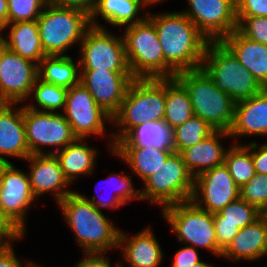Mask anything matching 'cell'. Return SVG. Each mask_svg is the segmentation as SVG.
Wrapping results in <instances>:
<instances>
[{"instance_id":"cell-50","label":"cell","mask_w":267,"mask_h":267,"mask_svg":"<svg viewBox=\"0 0 267 267\" xmlns=\"http://www.w3.org/2000/svg\"><path fill=\"white\" fill-rule=\"evenodd\" d=\"M190 267H214L213 265H210L202 260H200L199 262L193 264L192 266Z\"/></svg>"},{"instance_id":"cell-35","label":"cell","mask_w":267,"mask_h":267,"mask_svg":"<svg viewBox=\"0 0 267 267\" xmlns=\"http://www.w3.org/2000/svg\"><path fill=\"white\" fill-rule=\"evenodd\" d=\"M262 215L263 213L257 207L239 197L219 212L214 213V223L235 224L242 229L255 222Z\"/></svg>"},{"instance_id":"cell-24","label":"cell","mask_w":267,"mask_h":267,"mask_svg":"<svg viewBox=\"0 0 267 267\" xmlns=\"http://www.w3.org/2000/svg\"><path fill=\"white\" fill-rule=\"evenodd\" d=\"M230 137L228 131L215 130L200 143L180 152L187 169L194 178L206 170L224 164L227 149L221 142L223 138L230 139Z\"/></svg>"},{"instance_id":"cell-13","label":"cell","mask_w":267,"mask_h":267,"mask_svg":"<svg viewBox=\"0 0 267 267\" xmlns=\"http://www.w3.org/2000/svg\"><path fill=\"white\" fill-rule=\"evenodd\" d=\"M182 12L209 41H221L237 29L235 0H186Z\"/></svg>"},{"instance_id":"cell-26","label":"cell","mask_w":267,"mask_h":267,"mask_svg":"<svg viewBox=\"0 0 267 267\" xmlns=\"http://www.w3.org/2000/svg\"><path fill=\"white\" fill-rule=\"evenodd\" d=\"M5 30L8 31L9 37L4 36ZM1 33L5 47L21 57L39 65L47 56L41 43L37 20L7 24Z\"/></svg>"},{"instance_id":"cell-10","label":"cell","mask_w":267,"mask_h":267,"mask_svg":"<svg viewBox=\"0 0 267 267\" xmlns=\"http://www.w3.org/2000/svg\"><path fill=\"white\" fill-rule=\"evenodd\" d=\"M23 119L31 155H54L77 139L61 112L36 111L23 105ZM47 146L52 150L44 151Z\"/></svg>"},{"instance_id":"cell-6","label":"cell","mask_w":267,"mask_h":267,"mask_svg":"<svg viewBox=\"0 0 267 267\" xmlns=\"http://www.w3.org/2000/svg\"><path fill=\"white\" fill-rule=\"evenodd\" d=\"M202 68L215 86L235 102L248 99L264 89L221 41L207 43Z\"/></svg>"},{"instance_id":"cell-46","label":"cell","mask_w":267,"mask_h":267,"mask_svg":"<svg viewBox=\"0 0 267 267\" xmlns=\"http://www.w3.org/2000/svg\"><path fill=\"white\" fill-rule=\"evenodd\" d=\"M106 253H84L83 258L74 267H120L119 261L116 265L110 264Z\"/></svg>"},{"instance_id":"cell-25","label":"cell","mask_w":267,"mask_h":267,"mask_svg":"<svg viewBox=\"0 0 267 267\" xmlns=\"http://www.w3.org/2000/svg\"><path fill=\"white\" fill-rule=\"evenodd\" d=\"M150 5L145 0H97L95 9L90 16V24L93 27L104 28L99 18L106 24L115 27H126L143 21L148 16V11L144 8ZM143 9L146 12L139 14ZM100 16V17H99ZM108 22V23H107Z\"/></svg>"},{"instance_id":"cell-8","label":"cell","mask_w":267,"mask_h":267,"mask_svg":"<svg viewBox=\"0 0 267 267\" xmlns=\"http://www.w3.org/2000/svg\"><path fill=\"white\" fill-rule=\"evenodd\" d=\"M121 34L133 78H164L163 49L154 23L146 17L141 22L123 27Z\"/></svg>"},{"instance_id":"cell-18","label":"cell","mask_w":267,"mask_h":267,"mask_svg":"<svg viewBox=\"0 0 267 267\" xmlns=\"http://www.w3.org/2000/svg\"><path fill=\"white\" fill-rule=\"evenodd\" d=\"M25 160L28 165L30 164V170H27V173L36 201L46 193H51L58 205L65 197L74 192L68 188L72 185L65 178L55 155H30Z\"/></svg>"},{"instance_id":"cell-45","label":"cell","mask_w":267,"mask_h":267,"mask_svg":"<svg viewBox=\"0 0 267 267\" xmlns=\"http://www.w3.org/2000/svg\"><path fill=\"white\" fill-rule=\"evenodd\" d=\"M35 264L36 263L30 260H25V263L21 262V260L18 259L13 245L3 247L0 250V267H33Z\"/></svg>"},{"instance_id":"cell-23","label":"cell","mask_w":267,"mask_h":267,"mask_svg":"<svg viewBox=\"0 0 267 267\" xmlns=\"http://www.w3.org/2000/svg\"><path fill=\"white\" fill-rule=\"evenodd\" d=\"M221 42L231 51L263 87L267 88V45L253 41L237 30L225 36Z\"/></svg>"},{"instance_id":"cell-43","label":"cell","mask_w":267,"mask_h":267,"mask_svg":"<svg viewBox=\"0 0 267 267\" xmlns=\"http://www.w3.org/2000/svg\"><path fill=\"white\" fill-rule=\"evenodd\" d=\"M200 260L198 249L183 245V247L175 252L171 267H190Z\"/></svg>"},{"instance_id":"cell-54","label":"cell","mask_w":267,"mask_h":267,"mask_svg":"<svg viewBox=\"0 0 267 267\" xmlns=\"http://www.w3.org/2000/svg\"><path fill=\"white\" fill-rule=\"evenodd\" d=\"M33 267H42V266L39 264H35Z\"/></svg>"},{"instance_id":"cell-4","label":"cell","mask_w":267,"mask_h":267,"mask_svg":"<svg viewBox=\"0 0 267 267\" xmlns=\"http://www.w3.org/2000/svg\"><path fill=\"white\" fill-rule=\"evenodd\" d=\"M175 78L188 91L194 116L206 121L214 130H231L236 102L215 86L203 68L178 72Z\"/></svg>"},{"instance_id":"cell-44","label":"cell","mask_w":267,"mask_h":267,"mask_svg":"<svg viewBox=\"0 0 267 267\" xmlns=\"http://www.w3.org/2000/svg\"><path fill=\"white\" fill-rule=\"evenodd\" d=\"M215 233L218 246L224 250L232 241L234 236L239 232L240 228L230 223H214Z\"/></svg>"},{"instance_id":"cell-34","label":"cell","mask_w":267,"mask_h":267,"mask_svg":"<svg viewBox=\"0 0 267 267\" xmlns=\"http://www.w3.org/2000/svg\"><path fill=\"white\" fill-rule=\"evenodd\" d=\"M228 147L224 164L230 175L233 177L236 185L243 187L256 173L252 160L251 151L242 143L236 140Z\"/></svg>"},{"instance_id":"cell-20","label":"cell","mask_w":267,"mask_h":267,"mask_svg":"<svg viewBox=\"0 0 267 267\" xmlns=\"http://www.w3.org/2000/svg\"><path fill=\"white\" fill-rule=\"evenodd\" d=\"M16 105L19 103H0V156L25 161L31 154L26 141L23 106Z\"/></svg>"},{"instance_id":"cell-39","label":"cell","mask_w":267,"mask_h":267,"mask_svg":"<svg viewBox=\"0 0 267 267\" xmlns=\"http://www.w3.org/2000/svg\"><path fill=\"white\" fill-rule=\"evenodd\" d=\"M237 31L243 36L267 45V17H236Z\"/></svg>"},{"instance_id":"cell-49","label":"cell","mask_w":267,"mask_h":267,"mask_svg":"<svg viewBox=\"0 0 267 267\" xmlns=\"http://www.w3.org/2000/svg\"><path fill=\"white\" fill-rule=\"evenodd\" d=\"M13 162L8 161L6 157L0 156V182L4 177L6 170L11 166Z\"/></svg>"},{"instance_id":"cell-14","label":"cell","mask_w":267,"mask_h":267,"mask_svg":"<svg viewBox=\"0 0 267 267\" xmlns=\"http://www.w3.org/2000/svg\"><path fill=\"white\" fill-rule=\"evenodd\" d=\"M38 65L5 48L0 59V103L21 104L30 99Z\"/></svg>"},{"instance_id":"cell-12","label":"cell","mask_w":267,"mask_h":267,"mask_svg":"<svg viewBox=\"0 0 267 267\" xmlns=\"http://www.w3.org/2000/svg\"><path fill=\"white\" fill-rule=\"evenodd\" d=\"M63 115L77 138L87 139L106 134V124L112 117L94 100L89 91L79 82L67 90Z\"/></svg>"},{"instance_id":"cell-17","label":"cell","mask_w":267,"mask_h":267,"mask_svg":"<svg viewBox=\"0 0 267 267\" xmlns=\"http://www.w3.org/2000/svg\"><path fill=\"white\" fill-rule=\"evenodd\" d=\"M34 200L27 171L11 164L0 182V208L24 233L26 215Z\"/></svg>"},{"instance_id":"cell-40","label":"cell","mask_w":267,"mask_h":267,"mask_svg":"<svg viewBox=\"0 0 267 267\" xmlns=\"http://www.w3.org/2000/svg\"><path fill=\"white\" fill-rule=\"evenodd\" d=\"M24 235L25 233L0 208V244L3 247L14 245L12 243L21 241Z\"/></svg>"},{"instance_id":"cell-5","label":"cell","mask_w":267,"mask_h":267,"mask_svg":"<svg viewBox=\"0 0 267 267\" xmlns=\"http://www.w3.org/2000/svg\"><path fill=\"white\" fill-rule=\"evenodd\" d=\"M43 50L47 56L66 55L73 44L80 45L91 27L86 13L50 0L37 19ZM67 51V52H66Z\"/></svg>"},{"instance_id":"cell-19","label":"cell","mask_w":267,"mask_h":267,"mask_svg":"<svg viewBox=\"0 0 267 267\" xmlns=\"http://www.w3.org/2000/svg\"><path fill=\"white\" fill-rule=\"evenodd\" d=\"M127 234L120 230L118 242V248L122 251V257L127 265L129 263V267H160L164 260L163 249L151 226L143 228L132 236ZM119 264L120 267H125L123 262Z\"/></svg>"},{"instance_id":"cell-21","label":"cell","mask_w":267,"mask_h":267,"mask_svg":"<svg viewBox=\"0 0 267 267\" xmlns=\"http://www.w3.org/2000/svg\"><path fill=\"white\" fill-rule=\"evenodd\" d=\"M229 134L235 140L248 135L267 136V88L235 103L234 121Z\"/></svg>"},{"instance_id":"cell-52","label":"cell","mask_w":267,"mask_h":267,"mask_svg":"<svg viewBox=\"0 0 267 267\" xmlns=\"http://www.w3.org/2000/svg\"><path fill=\"white\" fill-rule=\"evenodd\" d=\"M150 6L151 5H154V4H158V3H161V2H164L165 0H145Z\"/></svg>"},{"instance_id":"cell-33","label":"cell","mask_w":267,"mask_h":267,"mask_svg":"<svg viewBox=\"0 0 267 267\" xmlns=\"http://www.w3.org/2000/svg\"><path fill=\"white\" fill-rule=\"evenodd\" d=\"M67 88L56 86L52 83H47L37 77L35 84L32 88L30 98L35 101V104L32 102L25 103V105L36 111L43 112H63L65 108ZM38 106V107H37Z\"/></svg>"},{"instance_id":"cell-37","label":"cell","mask_w":267,"mask_h":267,"mask_svg":"<svg viewBox=\"0 0 267 267\" xmlns=\"http://www.w3.org/2000/svg\"><path fill=\"white\" fill-rule=\"evenodd\" d=\"M50 0H8V24L36 21Z\"/></svg>"},{"instance_id":"cell-48","label":"cell","mask_w":267,"mask_h":267,"mask_svg":"<svg viewBox=\"0 0 267 267\" xmlns=\"http://www.w3.org/2000/svg\"><path fill=\"white\" fill-rule=\"evenodd\" d=\"M8 24V0H0V32Z\"/></svg>"},{"instance_id":"cell-36","label":"cell","mask_w":267,"mask_h":267,"mask_svg":"<svg viewBox=\"0 0 267 267\" xmlns=\"http://www.w3.org/2000/svg\"><path fill=\"white\" fill-rule=\"evenodd\" d=\"M215 130L203 119L193 116L184 124L174 128V148L175 152L180 153L182 150L200 143Z\"/></svg>"},{"instance_id":"cell-41","label":"cell","mask_w":267,"mask_h":267,"mask_svg":"<svg viewBox=\"0 0 267 267\" xmlns=\"http://www.w3.org/2000/svg\"><path fill=\"white\" fill-rule=\"evenodd\" d=\"M236 17H267V0H235Z\"/></svg>"},{"instance_id":"cell-3","label":"cell","mask_w":267,"mask_h":267,"mask_svg":"<svg viewBox=\"0 0 267 267\" xmlns=\"http://www.w3.org/2000/svg\"><path fill=\"white\" fill-rule=\"evenodd\" d=\"M166 78H134L129 84L119 111L112 117L113 128L108 143L114 145L132 128L147 122L163 120L165 116ZM115 126V127H114Z\"/></svg>"},{"instance_id":"cell-29","label":"cell","mask_w":267,"mask_h":267,"mask_svg":"<svg viewBox=\"0 0 267 267\" xmlns=\"http://www.w3.org/2000/svg\"><path fill=\"white\" fill-rule=\"evenodd\" d=\"M111 153L123 159V163L127 164L133 171L132 173L143 182L160 168L172 152L154 147H114Z\"/></svg>"},{"instance_id":"cell-1","label":"cell","mask_w":267,"mask_h":267,"mask_svg":"<svg viewBox=\"0 0 267 267\" xmlns=\"http://www.w3.org/2000/svg\"><path fill=\"white\" fill-rule=\"evenodd\" d=\"M147 17L154 23L163 49L164 78L202 68L209 40L181 10L159 14L149 11Z\"/></svg>"},{"instance_id":"cell-32","label":"cell","mask_w":267,"mask_h":267,"mask_svg":"<svg viewBox=\"0 0 267 267\" xmlns=\"http://www.w3.org/2000/svg\"><path fill=\"white\" fill-rule=\"evenodd\" d=\"M164 121L176 128L194 116L188 91L176 78H166Z\"/></svg>"},{"instance_id":"cell-31","label":"cell","mask_w":267,"mask_h":267,"mask_svg":"<svg viewBox=\"0 0 267 267\" xmlns=\"http://www.w3.org/2000/svg\"><path fill=\"white\" fill-rule=\"evenodd\" d=\"M123 173L124 171L122 172V174L110 172L105 180L106 183L103 180L104 184L108 185L111 191L112 189L114 191L113 194L111 193L112 195L109 194L111 197L107 194L108 197L102 198V196L100 197L98 191V198L96 195H93L92 197H87L83 194L82 196L86 200L90 201L95 207L101 210H103L102 208H112L116 210V208L122 207L123 205H127V203H129L128 201L131 202L134 199H138L141 201L140 189L134 188L135 186L132 182L131 176H128Z\"/></svg>"},{"instance_id":"cell-38","label":"cell","mask_w":267,"mask_h":267,"mask_svg":"<svg viewBox=\"0 0 267 267\" xmlns=\"http://www.w3.org/2000/svg\"><path fill=\"white\" fill-rule=\"evenodd\" d=\"M240 197L263 213L267 209V174L256 173L240 188Z\"/></svg>"},{"instance_id":"cell-27","label":"cell","mask_w":267,"mask_h":267,"mask_svg":"<svg viewBox=\"0 0 267 267\" xmlns=\"http://www.w3.org/2000/svg\"><path fill=\"white\" fill-rule=\"evenodd\" d=\"M88 139L77 138L54 155L70 184L78 177L93 175L99 151L87 144ZM75 180V181H74Z\"/></svg>"},{"instance_id":"cell-42","label":"cell","mask_w":267,"mask_h":267,"mask_svg":"<svg viewBox=\"0 0 267 267\" xmlns=\"http://www.w3.org/2000/svg\"><path fill=\"white\" fill-rule=\"evenodd\" d=\"M251 141L244 145L251 151L255 173L267 174V142L261 145Z\"/></svg>"},{"instance_id":"cell-30","label":"cell","mask_w":267,"mask_h":267,"mask_svg":"<svg viewBox=\"0 0 267 267\" xmlns=\"http://www.w3.org/2000/svg\"><path fill=\"white\" fill-rule=\"evenodd\" d=\"M74 62L70 55L45 56L38 65V77L69 89L80 82L79 59Z\"/></svg>"},{"instance_id":"cell-9","label":"cell","mask_w":267,"mask_h":267,"mask_svg":"<svg viewBox=\"0 0 267 267\" xmlns=\"http://www.w3.org/2000/svg\"><path fill=\"white\" fill-rule=\"evenodd\" d=\"M194 176L187 169L180 153L173 152L160 168L150 174L140 188L141 200L162 208L191 200L194 191Z\"/></svg>"},{"instance_id":"cell-16","label":"cell","mask_w":267,"mask_h":267,"mask_svg":"<svg viewBox=\"0 0 267 267\" xmlns=\"http://www.w3.org/2000/svg\"><path fill=\"white\" fill-rule=\"evenodd\" d=\"M133 79L130 71L80 70V83L111 117L119 111Z\"/></svg>"},{"instance_id":"cell-15","label":"cell","mask_w":267,"mask_h":267,"mask_svg":"<svg viewBox=\"0 0 267 267\" xmlns=\"http://www.w3.org/2000/svg\"><path fill=\"white\" fill-rule=\"evenodd\" d=\"M239 197L240 188L225 164L206 170L195 177L191 200L201 209L217 213Z\"/></svg>"},{"instance_id":"cell-51","label":"cell","mask_w":267,"mask_h":267,"mask_svg":"<svg viewBox=\"0 0 267 267\" xmlns=\"http://www.w3.org/2000/svg\"><path fill=\"white\" fill-rule=\"evenodd\" d=\"M5 44H4V39H3V35L2 33L0 32V59H1V55L5 49Z\"/></svg>"},{"instance_id":"cell-7","label":"cell","mask_w":267,"mask_h":267,"mask_svg":"<svg viewBox=\"0 0 267 267\" xmlns=\"http://www.w3.org/2000/svg\"><path fill=\"white\" fill-rule=\"evenodd\" d=\"M160 211L178 238V243L207 249L216 257L222 255L223 250L216 239L214 213L199 208L192 200L167 206Z\"/></svg>"},{"instance_id":"cell-53","label":"cell","mask_w":267,"mask_h":267,"mask_svg":"<svg viewBox=\"0 0 267 267\" xmlns=\"http://www.w3.org/2000/svg\"><path fill=\"white\" fill-rule=\"evenodd\" d=\"M263 215L267 217V209L263 212Z\"/></svg>"},{"instance_id":"cell-47","label":"cell","mask_w":267,"mask_h":267,"mask_svg":"<svg viewBox=\"0 0 267 267\" xmlns=\"http://www.w3.org/2000/svg\"><path fill=\"white\" fill-rule=\"evenodd\" d=\"M52 1L63 7L80 10L86 13L88 16H91L97 3V0H52Z\"/></svg>"},{"instance_id":"cell-11","label":"cell","mask_w":267,"mask_h":267,"mask_svg":"<svg viewBox=\"0 0 267 267\" xmlns=\"http://www.w3.org/2000/svg\"><path fill=\"white\" fill-rule=\"evenodd\" d=\"M106 28L91 26L86 31L78 50L80 70L130 71L122 34Z\"/></svg>"},{"instance_id":"cell-22","label":"cell","mask_w":267,"mask_h":267,"mask_svg":"<svg viewBox=\"0 0 267 267\" xmlns=\"http://www.w3.org/2000/svg\"><path fill=\"white\" fill-rule=\"evenodd\" d=\"M267 252V217L262 215L255 222L240 229L222 251L221 258L257 261Z\"/></svg>"},{"instance_id":"cell-28","label":"cell","mask_w":267,"mask_h":267,"mask_svg":"<svg viewBox=\"0 0 267 267\" xmlns=\"http://www.w3.org/2000/svg\"><path fill=\"white\" fill-rule=\"evenodd\" d=\"M114 147H154L175 152L174 128L164 120L147 122L132 128Z\"/></svg>"},{"instance_id":"cell-2","label":"cell","mask_w":267,"mask_h":267,"mask_svg":"<svg viewBox=\"0 0 267 267\" xmlns=\"http://www.w3.org/2000/svg\"><path fill=\"white\" fill-rule=\"evenodd\" d=\"M58 206L84 253H106L118 248L119 227L80 192L69 194Z\"/></svg>"}]
</instances>
